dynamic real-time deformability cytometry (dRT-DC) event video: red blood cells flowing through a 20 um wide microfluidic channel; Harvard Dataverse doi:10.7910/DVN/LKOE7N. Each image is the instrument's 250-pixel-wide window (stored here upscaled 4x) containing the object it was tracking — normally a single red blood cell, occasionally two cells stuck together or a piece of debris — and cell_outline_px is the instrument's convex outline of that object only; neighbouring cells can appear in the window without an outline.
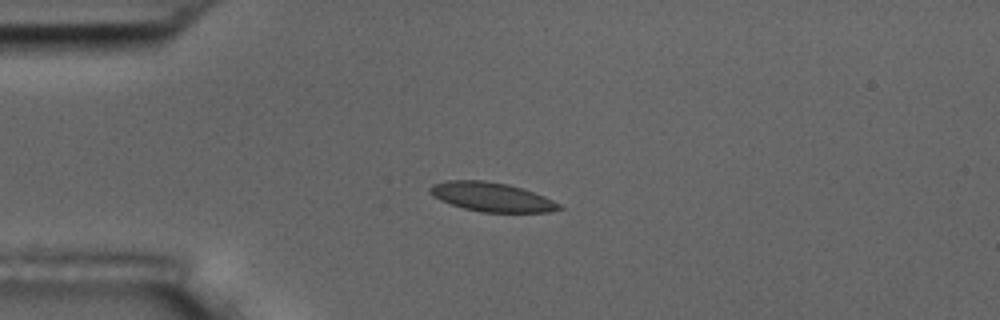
{"species": "common noctule bat (a hibernating species)", "species_latin": "Nyctalus noctula", "temperature_condition": "room temperature", "stored_images_in_passage": 9, "camera_frame_rate_fps": 3000, "um_per_image_px": 0.085, "animal": {"sex": "male", "body_mass_g": 17.5, "forearm_length_mm": 52.3}, "frame": {"image": 1, "passage_image": 2, "time_ms": 1.333, "image_size_px": [1000, 320], "cell_outline_px": [[564, 208], [548, 212], [480, 212], [464, 208], [440, 200], [428, 192], [428, 188], [432, 184], [448, 180], [484, 180], [508, 184], [544, 196], [560, 204]], "centroid_in_image_um": [41.76, 16.74], "position_along_channel_um": 43.2, "area_um2": 21.79}}
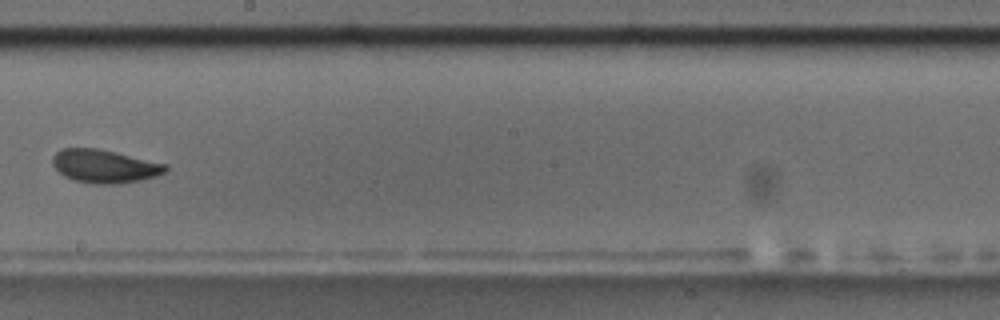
{"frame": {"image": 2, "passage_image": 7, "time_ms": 7.333, "image_size_px": [1000, 320], "cell_outline_px": [[168, 168], [164, 172], [156, 176], [140, 180], [120, 184], [96, 184], [76, 180], [64, 176], [52, 164], [52, 156], [56, 152], [64, 148], [96, 148], [168, 164]], "centroid_in_image_um": [8.89, 14.13], "position_along_channel_um": 239.3, "area_um2": 21.73}}
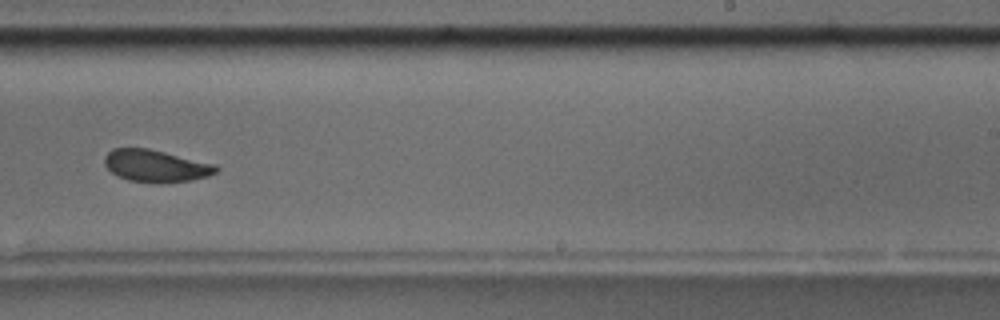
{"frame": {"image": 3, "passage_image": 8, "time_ms": 8.333, "image_size_px": [1000, 320], "cell_outline_px": [[220, 168], [216, 172], [208, 176], [192, 180], [152, 184], [128, 180], [112, 172], [104, 164], [104, 156], [112, 148], [148, 148], [216, 164]], "centroid_in_image_um": [13.25, 14.1], "position_along_channel_um": 275.7, "area_um2": 21.04}}